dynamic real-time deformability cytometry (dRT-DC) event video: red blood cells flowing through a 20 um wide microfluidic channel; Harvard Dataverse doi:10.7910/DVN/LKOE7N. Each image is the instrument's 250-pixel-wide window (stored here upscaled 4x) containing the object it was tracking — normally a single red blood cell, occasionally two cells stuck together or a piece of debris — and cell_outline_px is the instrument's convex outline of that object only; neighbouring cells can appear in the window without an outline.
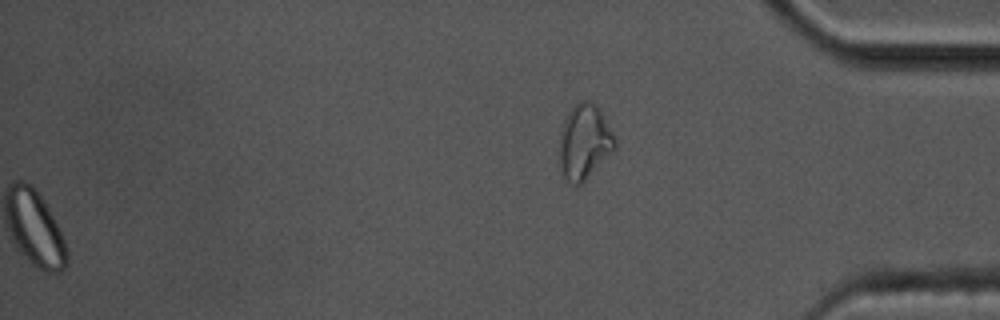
{"species": "common noctule bat (a hibernating species)", "species_latin": "Nyctalus noctula", "temperature_condition": "cold", "stored_images_in_passage": 46, "segment_of_instrument_passage": [2, 2], "camera_frame_rate_fps": 3000, "um_per_image_px": 0.085, "animal": {"sex": "male", "body_mass_g": 17.5, "forearm_length_mm": 52.3}, "frame": {"image": 1, "passage_image": 46, "time_ms": 15.0, "image_size_px": [1000, 320], "cell_outline_px": [[616, 148], [580, 184], [572, 184], [564, 176], [560, 164], [560, 132], [564, 120], [568, 112], [580, 100], [588, 100], [596, 104], [600, 108], [616, 140]], "centroid_in_image_um": [49.68, 12.01], "position_along_channel_um": 385.5, "area_um2": 23.87}}